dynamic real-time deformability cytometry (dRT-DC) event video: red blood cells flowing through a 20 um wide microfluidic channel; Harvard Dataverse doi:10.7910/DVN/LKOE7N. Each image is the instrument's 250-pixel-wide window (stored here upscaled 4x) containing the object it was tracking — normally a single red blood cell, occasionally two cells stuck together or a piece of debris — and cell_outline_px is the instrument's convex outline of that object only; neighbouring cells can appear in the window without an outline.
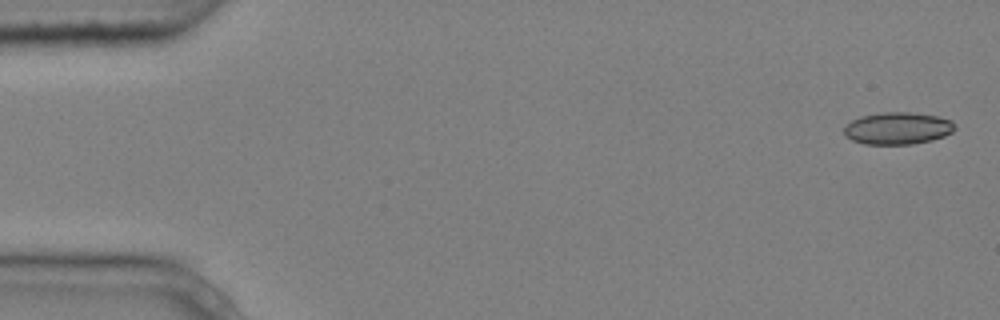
{"species": "common noctule bat (a hibernating species)", "species_latin": "Nyctalus noctula", "temperature_condition": "cold", "stored_images_in_passage": 4, "camera_frame_rate_fps": 3000, "um_per_image_px": 0.085, "animal": {"sex": "male", "body_mass_g": 20.4}, "frame": {"image": 1, "passage_image": 1, "time_ms": 0.0, "image_size_px": [1000, 320], "cell_outline_px": [[956, 128], [952, 132], [944, 136], [932, 140], [912, 144], [864, 144], [852, 140], [844, 136], [844, 128], [852, 120], [860, 116], [880, 112], [908, 112], [936, 116], [952, 120]], "centroid_in_image_um": [76.29, 10.9], "position_along_channel_um": 8.7, "area_um2": 20.81}}
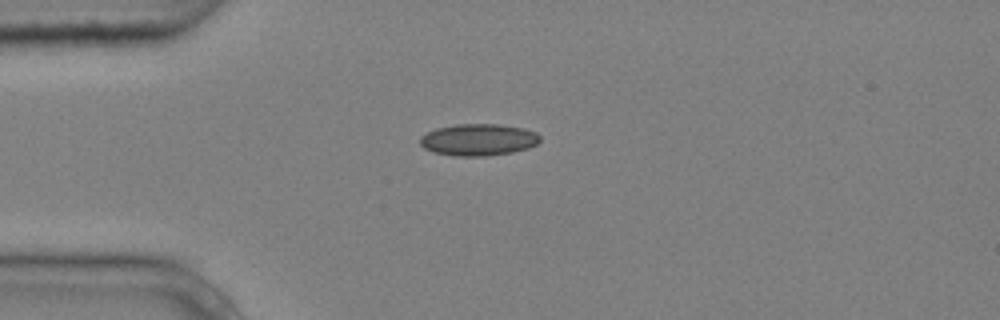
{"frame": {"image": 2, "passage_image": 4, "time_ms": 1.0, "image_size_px": [1000, 320], "cell_outline_px": [[540, 140], [536, 144], [528, 148], [512, 152], [484, 156], [456, 156], [432, 152], [424, 148], [420, 144], [420, 136], [436, 128], [456, 124], [496, 124], [524, 128], [536, 132], [540, 136]], "centroid_in_image_um": [40.65, 11.87], "position_along_channel_um": 44.4, "area_um2": 22.25}}